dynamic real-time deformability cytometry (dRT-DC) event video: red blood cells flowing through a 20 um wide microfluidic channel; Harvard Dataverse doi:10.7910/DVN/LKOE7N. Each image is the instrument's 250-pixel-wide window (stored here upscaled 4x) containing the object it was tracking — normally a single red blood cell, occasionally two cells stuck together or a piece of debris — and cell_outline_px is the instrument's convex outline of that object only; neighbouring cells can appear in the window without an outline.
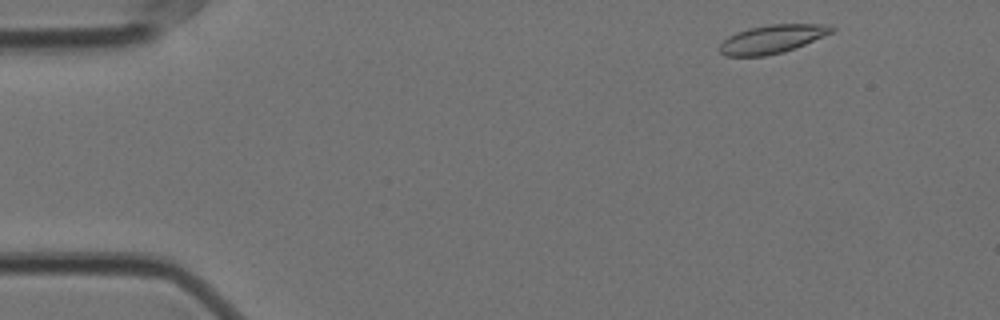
{"species": "Egyptian fruit bat (a non-hibernating species)", "species_latin": "Rousettus aegyptiacus", "temperature_condition": "cold", "stored_images_in_passage": 9, "camera_frame_rate_fps": 3000, "um_per_image_px": 0.085, "animal": {"sex": "female"}, "frame": {"image": 1, "passage_image": 2, "time_ms": 0.333, "image_size_px": [1000, 320], "cell_outline_px": [[836, 28], [832, 32], [804, 44], [784, 52], [764, 56], [724, 56], [716, 48], [728, 36], [736, 32], [748, 28], [772, 24], [832, 24]], "centroid_in_image_um": [65.6, 3.32], "position_along_channel_um": 19.4, "area_um2": 18.61}}